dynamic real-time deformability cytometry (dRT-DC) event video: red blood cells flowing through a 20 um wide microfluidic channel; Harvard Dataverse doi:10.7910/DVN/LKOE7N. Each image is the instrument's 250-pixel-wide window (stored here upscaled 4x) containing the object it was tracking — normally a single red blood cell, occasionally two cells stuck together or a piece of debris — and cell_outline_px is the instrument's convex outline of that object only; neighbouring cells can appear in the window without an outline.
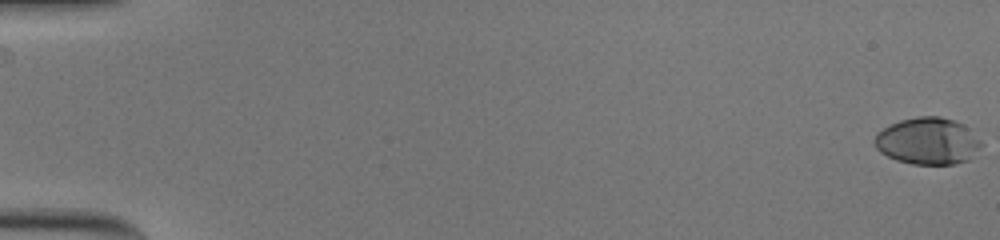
{"species": "human", "species_latin": "Homo sapiens", "temperature_condition": "cold", "stored_images_in_passage": 58, "camera_frame_rate_fps": 3000, "um_per_image_px": 0.085, "donor": {"sex": "male"}, "frame": {"image": 1, "passage_image": 1, "time_ms": 0.0, "image_size_px": [1000, 240], "cell_outline_px": [[984, 144], [968, 160], [956, 164], [912, 164], [896, 160], [880, 152], [876, 148], [872, 140], [876, 132], [900, 120], [920, 116], [940, 116], [964, 124], [972, 128]], "centroid_in_image_um": [78.88, 11.99], "position_along_channel_um": 6.1, "area_um2": 29.54}}
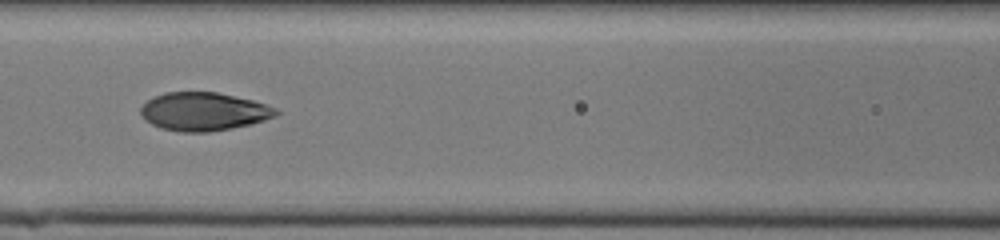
{"frame": {"image": 2, "passage_image": 28, "time_ms": 9.0, "image_size_px": [1000, 240], "cell_outline_px": [[280, 112], [276, 116], [252, 124], [232, 128], [208, 132], [180, 132], [160, 128], [152, 124], [140, 116], [140, 108], [148, 100], [164, 92], [216, 92], [252, 100], [276, 108]], "centroid_in_image_um": [17.3, 9.49], "position_along_channel_um": 149.3, "area_um2": 30.17}}
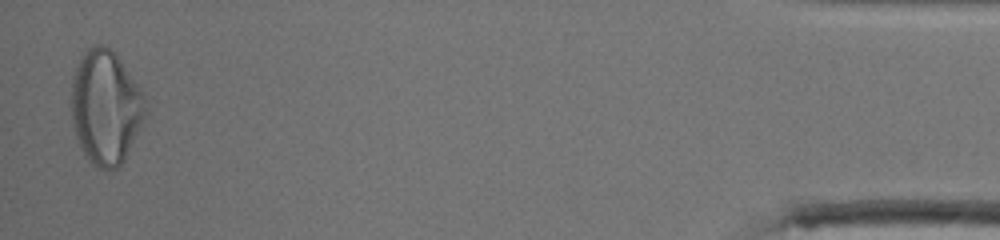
{"frame": {"image": 3, "passage_image": 57, "time_ms": 18.667, "image_size_px": [1000, 240], "cell_outline_px": [[148, 112], [124, 160], [116, 168], [108, 172], [100, 168], [88, 160], [80, 148], [72, 124], [72, 76], [84, 52], [88, 48], [96, 44], [104, 44], [112, 48], [140, 88], [148, 104]], "centroid_in_image_um": [8.99, 9.12], "position_along_channel_um": 426.2, "area_um2": 49.53}, "authors_computed_cell_mechanics": {"area_um2": 30.5184, "velocity_mm_per_s": 3.6863, "shape_relaxation_time_tau1_ms": 3.7177, "shape_relaxation_time_tau2_ms": 0.8238, "deformation_change_tau1": 0.1896, "deformation_change_tau2": 0.0478}}